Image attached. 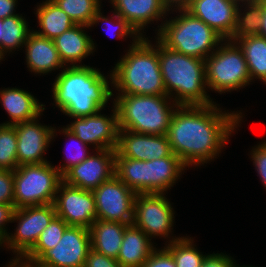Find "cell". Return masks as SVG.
Listing matches in <instances>:
<instances>
[{
	"label": "cell",
	"instance_id": "7bdbcfd3",
	"mask_svg": "<svg viewBox=\"0 0 266 267\" xmlns=\"http://www.w3.org/2000/svg\"><path fill=\"white\" fill-rule=\"evenodd\" d=\"M190 2L191 0H161L163 7L167 10L168 13L170 10L174 11V9H178V11L187 10L190 5ZM173 6L175 7L174 9H172Z\"/></svg>",
	"mask_w": 266,
	"mask_h": 267
},
{
	"label": "cell",
	"instance_id": "2e32d148",
	"mask_svg": "<svg viewBox=\"0 0 266 267\" xmlns=\"http://www.w3.org/2000/svg\"><path fill=\"white\" fill-rule=\"evenodd\" d=\"M116 150H96L83 162L73 166L62 177L63 181L74 187L93 190L115 175Z\"/></svg>",
	"mask_w": 266,
	"mask_h": 267
},
{
	"label": "cell",
	"instance_id": "30bf717a",
	"mask_svg": "<svg viewBox=\"0 0 266 267\" xmlns=\"http://www.w3.org/2000/svg\"><path fill=\"white\" fill-rule=\"evenodd\" d=\"M55 216L54 204L17 208L12 222H18V226L14 234L8 233L5 237L4 246L17 254L16 259H21L35 245L42 231Z\"/></svg>",
	"mask_w": 266,
	"mask_h": 267
},
{
	"label": "cell",
	"instance_id": "f6af8a7d",
	"mask_svg": "<svg viewBox=\"0 0 266 267\" xmlns=\"http://www.w3.org/2000/svg\"><path fill=\"white\" fill-rule=\"evenodd\" d=\"M20 262V263H19ZM8 267H27V262L22 259H12L11 263L7 265Z\"/></svg>",
	"mask_w": 266,
	"mask_h": 267
},
{
	"label": "cell",
	"instance_id": "681fc988",
	"mask_svg": "<svg viewBox=\"0 0 266 267\" xmlns=\"http://www.w3.org/2000/svg\"><path fill=\"white\" fill-rule=\"evenodd\" d=\"M27 267H37L35 264H32V263H28L27 262Z\"/></svg>",
	"mask_w": 266,
	"mask_h": 267
},
{
	"label": "cell",
	"instance_id": "7402d4cb",
	"mask_svg": "<svg viewBox=\"0 0 266 267\" xmlns=\"http://www.w3.org/2000/svg\"><path fill=\"white\" fill-rule=\"evenodd\" d=\"M24 46L27 67L31 72L47 74L64 67L54 40L40 36L33 30Z\"/></svg>",
	"mask_w": 266,
	"mask_h": 267
},
{
	"label": "cell",
	"instance_id": "e0dca14e",
	"mask_svg": "<svg viewBox=\"0 0 266 267\" xmlns=\"http://www.w3.org/2000/svg\"><path fill=\"white\" fill-rule=\"evenodd\" d=\"M17 136L18 165L41 164L49 162L43 157L51 140L56 134L55 128L38 123L36 119L15 125Z\"/></svg>",
	"mask_w": 266,
	"mask_h": 267
},
{
	"label": "cell",
	"instance_id": "603a6c76",
	"mask_svg": "<svg viewBox=\"0 0 266 267\" xmlns=\"http://www.w3.org/2000/svg\"><path fill=\"white\" fill-rule=\"evenodd\" d=\"M0 101L12 121L3 125H16L39 117L43 110V104L28 91L18 88H5L0 90Z\"/></svg>",
	"mask_w": 266,
	"mask_h": 267
},
{
	"label": "cell",
	"instance_id": "ab89813d",
	"mask_svg": "<svg viewBox=\"0 0 266 267\" xmlns=\"http://www.w3.org/2000/svg\"><path fill=\"white\" fill-rule=\"evenodd\" d=\"M231 256L224 253H213L206 255L201 267H236V263ZM235 263V264H234Z\"/></svg>",
	"mask_w": 266,
	"mask_h": 267
},
{
	"label": "cell",
	"instance_id": "52a82bcc",
	"mask_svg": "<svg viewBox=\"0 0 266 267\" xmlns=\"http://www.w3.org/2000/svg\"><path fill=\"white\" fill-rule=\"evenodd\" d=\"M179 12L178 17L158 26L156 38L168 49L205 60L224 39L187 10Z\"/></svg>",
	"mask_w": 266,
	"mask_h": 267
},
{
	"label": "cell",
	"instance_id": "484cf974",
	"mask_svg": "<svg viewBox=\"0 0 266 267\" xmlns=\"http://www.w3.org/2000/svg\"><path fill=\"white\" fill-rule=\"evenodd\" d=\"M41 31H34L40 36L54 39L76 25L73 20L53 1L42 2L36 10Z\"/></svg>",
	"mask_w": 266,
	"mask_h": 267
},
{
	"label": "cell",
	"instance_id": "74e56055",
	"mask_svg": "<svg viewBox=\"0 0 266 267\" xmlns=\"http://www.w3.org/2000/svg\"><path fill=\"white\" fill-rule=\"evenodd\" d=\"M252 149V160L260 179L266 187V141Z\"/></svg>",
	"mask_w": 266,
	"mask_h": 267
},
{
	"label": "cell",
	"instance_id": "7dc6e473",
	"mask_svg": "<svg viewBox=\"0 0 266 267\" xmlns=\"http://www.w3.org/2000/svg\"><path fill=\"white\" fill-rule=\"evenodd\" d=\"M233 2H236L237 4H240V2H245V3H247V2H254V1H258V0H232Z\"/></svg>",
	"mask_w": 266,
	"mask_h": 267
},
{
	"label": "cell",
	"instance_id": "60d3db41",
	"mask_svg": "<svg viewBox=\"0 0 266 267\" xmlns=\"http://www.w3.org/2000/svg\"><path fill=\"white\" fill-rule=\"evenodd\" d=\"M16 208L14 205L0 203V234L6 237L8 235L6 224L12 222Z\"/></svg>",
	"mask_w": 266,
	"mask_h": 267
},
{
	"label": "cell",
	"instance_id": "836d02e7",
	"mask_svg": "<svg viewBox=\"0 0 266 267\" xmlns=\"http://www.w3.org/2000/svg\"><path fill=\"white\" fill-rule=\"evenodd\" d=\"M113 16L109 19L108 16L105 17L102 15L101 10H99L95 17L91 20V23L89 25V27H92L94 24L97 25L98 22L103 21L106 22V24H112L113 26L115 25L116 27V38H125L128 35H130L131 37L133 36V42L134 41H139L142 36H140L137 31L130 25V23L125 20L124 18H121L116 12H113ZM114 19V21L112 22V20ZM116 20V21H115ZM105 24V23H104ZM110 26V25H109ZM110 31V30H108ZM115 34V33H114ZM135 35V36H134Z\"/></svg>",
	"mask_w": 266,
	"mask_h": 267
},
{
	"label": "cell",
	"instance_id": "d6a6232c",
	"mask_svg": "<svg viewBox=\"0 0 266 267\" xmlns=\"http://www.w3.org/2000/svg\"><path fill=\"white\" fill-rule=\"evenodd\" d=\"M18 166L15 125L0 124V169L14 171Z\"/></svg>",
	"mask_w": 266,
	"mask_h": 267
},
{
	"label": "cell",
	"instance_id": "7c38bea8",
	"mask_svg": "<svg viewBox=\"0 0 266 267\" xmlns=\"http://www.w3.org/2000/svg\"><path fill=\"white\" fill-rule=\"evenodd\" d=\"M98 220L132 224L136 193L116 175L92 190Z\"/></svg>",
	"mask_w": 266,
	"mask_h": 267
},
{
	"label": "cell",
	"instance_id": "f546056e",
	"mask_svg": "<svg viewBox=\"0 0 266 267\" xmlns=\"http://www.w3.org/2000/svg\"><path fill=\"white\" fill-rule=\"evenodd\" d=\"M69 225L60 217L55 216L42 231L35 245L21 258L34 264L46 251L54 248Z\"/></svg>",
	"mask_w": 266,
	"mask_h": 267
},
{
	"label": "cell",
	"instance_id": "3957f363",
	"mask_svg": "<svg viewBox=\"0 0 266 267\" xmlns=\"http://www.w3.org/2000/svg\"><path fill=\"white\" fill-rule=\"evenodd\" d=\"M156 42L166 94L168 97L172 95L175 97L172 104L189 106L214 104L206 92L205 60L168 49L158 39Z\"/></svg>",
	"mask_w": 266,
	"mask_h": 267
},
{
	"label": "cell",
	"instance_id": "9a60e30c",
	"mask_svg": "<svg viewBox=\"0 0 266 267\" xmlns=\"http://www.w3.org/2000/svg\"><path fill=\"white\" fill-rule=\"evenodd\" d=\"M111 117L94 115L74 117L75 120L67 125V129L76 135L83 143L95 145L96 150H116L118 143V118L117 111L113 105Z\"/></svg>",
	"mask_w": 266,
	"mask_h": 267
},
{
	"label": "cell",
	"instance_id": "9c48e42d",
	"mask_svg": "<svg viewBox=\"0 0 266 267\" xmlns=\"http://www.w3.org/2000/svg\"><path fill=\"white\" fill-rule=\"evenodd\" d=\"M14 206L53 204L63 177L49 162L19 165L14 171Z\"/></svg>",
	"mask_w": 266,
	"mask_h": 267
},
{
	"label": "cell",
	"instance_id": "e575fe53",
	"mask_svg": "<svg viewBox=\"0 0 266 267\" xmlns=\"http://www.w3.org/2000/svg\"><path fill=\"white\" fill-rule=\"evenodd\" d=\"M66 135V137L70 138V140H75L77 143L79 142V146L76 151L73 152V155L69 156V158L66 160V163H63L61 166H57L56 169L60 172V174L63 176L69 169H71L73 166H76L83 162L90 154L86 151L87 144L83 143L76 135H74L72 132H70L66 127L60 131ZM75 153V154H74Z\"/></svg>",
	"mask_w": 266,
	"mask_h": 267
},
{
	"label": "cell",
	"instance_id": "44dd1931",
	"mask_svg": "<svg viewBox=\"0 0 266 267\" xmlns=\"http://www.w3.org/2000/svg\"><path fill=\"white\" fill-rule=\"evenodd\" d=\"M84 28H89V26L76 24L53 39L64 66L69 63H71V67L84 66V64L78 65L76 63L82 62L83 58H86L94 52L95 43H93V39L85 33V30H83Z\"/></svg>",
	"mask_w": 266,
	"mask_h": 267
},
{
	"label": "cell",
	"instance_id": "8fae6325",
	"mask_svg": "<svg viewBox=\"0 0 266 267\" xmlns=\"http://www.w3.org/2000/svg\"><path fill=\"white\" fill-rule=\"evenodd\" d=\"M165 194H137L134 201L132 224L148 238H170L173 230L174 210Z\"/></svg>",
	"mask_w": 266,
	"mask_h": 267
},
{
	"label": "cell",
	"instance_id": "ffe728a7",
	"mask_svg": "<svg viewBox=\"0 0 266 267\" xmlns=\"http://www.w3.org/2000/svg\"><path fill=\"white\" fill-rule=\"evenodd\" d=\"M114 12L121 18L127 20L130 25L142 35L147 24L165 17L167 10L163 7L161 0H110ZM162 17V18H161ZM160 18V19H159Z\"/></svg>",
	"mask_w": 266,
	"mask_h": 267
},
{
	"label": "cell",
	"instance_id": "f1b7e54d",
	"mask_svg": "<svg viewBox=\"0 0 266 267\" xmlns=\"http://www.w3.org/2000/svg\"><path fill=\"white\" fill-rule=\"evenodd\" d=\"M243 14L240 12L239 4L236 13L235 29L228 39L235 42L248 36L259 35L262 22V0L247 2Z\"/></svg>",
	"mask_w": 266,
	"mask_h": 267
},
{
	"label": "cell",
	"instance_id": "b9f144b4",
	"mask_svg": "<svg viewBox=\"0 0 266 267\" xmlns=\"http://www.w3.org/2000/svg\"><path fill=\"white\" fill-rule=\"evenodd\" d=\"M17 0H0V19H5L7 17L16 15L15 6Z\"/></svg>",
	"mask_w": 266,
	"mask_h": 267
},
{
	"label": "cell",
	"instance_id": "d4e9b609",
	"mask_svg": "<svg viewBox=\"0 0 266 267\" xmlns=\"http://www.w3.org/2000/svg\"><path fill=\"white\" fill-rule=\"evenodd\" d=\"M131 224L96 219L91 227V249L117 260L124 231Z\"/></svg>",
	"mask_w": 266,
	"mask_h": 267
},
{
	"label": "cell",
	"instance_id": "4fadbf2b",
	"mask_svg": "<svg viewBox=\"0 0 266 267\" xmlns=\"http://www.w3.org/2000/svg\"><path fill=\"white\" fill-rule=\"evenodd\" d=\"M90 249V230L68 226L60 242L46 251L34 264L37 267H84Z\"/></svg>",
	"mask_w": 266,
	"mask_h": 267
},
{
	"label": "cell",
	"instance_id": "4316f807",
	"mask_svg": "<svg viewBox=\"0 0 266 267\" xmlns=\"http://www.w3.org/2000/svg\"><path fill=\"white\" fill-rule=\"evenodd\" d=\"M235 42L242 49L251 80L261 79L266 84V38L254 35Z\"/></svg>",
	"mask_w": 266,
	"mask_h": 267
},
{
	"label": "cell",
	"instance_id": "f907efd6",
	"mask_svg": "<svg viewBox=\"0 0 266 267\" xmlns=\"http://www.w3.org/2000/svg\"><path fill=\"white\" fill-rule=\"evenodd\" d=\"M236 267H241V266H239V265L237 264ZM242 267H247V266H242ZM248 267H252V266H248ZM253 267H254V266H253Z\"/></svg>",
	"mask_w": 266,
	"mask_h": 267
},
{
	"label": "cell",
	"instance_id": "6da1fadb",
	"mask_svg": "<svg viewBox=\"0 0 266 267\" xmlns=\"http://www.w3.org/2000/svg\"><path fill=\"white\" fill-rule=\"evenodd\" d=\"M217 107L178 105L172 114L167 138L173 154L188 168L214 160L241 122V112Z\"/></svg>",
	"mask_w": 266,
	"mask_h": 267
},
{
	"label": "cell",
	"instance_id": "8d00e7d4",
	"mask_svg": "<svg viewBox=\"0 0 266 267\" xmlns=\"http://www.w3.org/2000/svg\"><path fill=\"white\" fill-rule=\"evenodd\" d=\"M141 267H177L171 253L164 247L155 249Z\"/></svg>",
	"mask_w": 266,
	"mask_h": 267
},
{
	"label": "cell",
	"instance_id": "8992f818",
	"mask_svg": "<svg viewBox=\"0 0 266 267\" xmlns=\"http://www.w3.org/2000/svg\"><path fill=\"white\" fill-rule=\"evenodd\" d=\"M186 167L179 157L141 161L115 155V175L136 194H165Z\"/></svg>",
	"mask_w": 266,
	"mask_h": 267
},
{
	"label": "cell",
	"instance_id": "bcb514c9",
	"mask_svg": "<svg viewBox=\"0 0 266 267\" xmlns=\"http://www.w3.org/2000/svg\"><path fill=\"white\" fill-rule=\"evenodd\" d=\"M2 25H3V20L0 19V58H1V38H2Z\"/></svg>",
	"mask_w": 266,
	"mask_h": 267
},
{
	"label": "cell",
	"instance_id": "7a4b0ae2",
	"mask_svg": "<svg viewBox=\"0 0 266 267\" xmlns=\"http://www.w3.org/2000/svg\"><path fill=\"white\" fill-rule=\"evenodd\" d=\"M100 70L84 65H67L53 83L55 106L69 117H83L100 112L113 92L108 78Z\"/></svg>",
	"mask_w": 266,
	"mask_h": 267
},
{
	"label": "cell",
	"instance_id": "ee69618b",
	"mask_svg": "<svg viewBox=\"0 0 266 267\" xmlns=\"http://www.w3.org/2000/svg\"><path fill=\"white\" fill-rule=\"evenodd\" d=\"M259 35L266 38V0H262V22Z\"/></svg>",
	"mask_w": 266,
	"mask_h": 267
},
{
	"label": "cell",
	"instance_id": "d6986e66",
	"mask_svg": "<svg viewBox=\"0 0 266 267\" xmlns=\"http://www.w3.org/2000/svg\"><path fill=\"white\" fill-rule=\"evenodd\" d=\"M237 7L232 0H191L187 11L228 40L235 29Z\"/></svg>",
	"mask_w": 266,
	"mask_h": 267
},
{
	"label": "cell",
	"instance_id": "ac0fdd59",
	"mask_svg": "<svg viewBox=\"0 0 266 267\" xmlns=\"http://www.w3.org/2000/svg\"><path fill=\"white\" fill-rule=\"evenodd\" d=\"M116 152L121 157L141 161L177 157L167 135L140 134L124 129H119Z\"/></svg>",
	"mask_w": 266,
	"mask_h": 267
},
{
	"label": "cell",
	"instance_id": "c3c4849f",
	"mask_svg": "<svg viewBox=\"0 0 266 267\" xmlns=\"http://www.w3.org/2000/svg\"><path fill=\"white\" fill-rule=\"evenodd\" d=\"M2 244H5V237L0 234V246H2Z\"/></svg>",
	"mask_w": 266,
	"mask_h": 267
},
{
	"label": "cell",
	"instance_id": "d590c367",
	"mask_svg": "<svg viewBox=\"0 0 266 267\" xmlns=\"http://www.w3.org/2000/svg\"><path fill=\"white\" fill-rule=\"evenodd\" d=\"M0 203L14 205V174L12 170L0 169Z\"/></svg>",
	"mask_w": 266,
	"mask_h": 267
},
{
	"label": "cell",
	"instance_id": "4dcf8cb0",
	"mask_svg": "<svg viewBox=\"0 0 266 267\" xmlns=\"http://www.w3.org/2000/svg\"><path fill=\"white\" fill-rule=\"evenodd\" d=\"M194 246L191 238L181 236L173 237L164 247L171 253L177 267H201L206 255Z\"/></svg>",
	"mask_w": 266,
	"mask_h": 267
},
{
	"label": "cell",
	"instance_id": "5bb4252c",
	"mask_svg": "<svg viewBox=\"0 0 266 267\" xmlns=\"http://www.w3.org/2000/svg\"><path fill=\"white\" fill-rule=\"evenodd\" d=\"M60 193V195H57ZM54 207L56 216L69 226L89 229L97 219L95 198L92 190L70 186L62 181L58 187Z\"/></svg>",
	"mask_w": 266,
	"mask_h": 267
},
{
	"label": "cell",
	"instance_id": "1f68e13d",
	"mask_svg": "<svg viewBox=\"0 0 266 267\" xmlns=\"http://www.w3.org/2000/svg\"><path fill=\"white\" fill-rule=\"evenodd\" d=\"M75 24L89 26L101 9L100 0H53Z\"/></svg>",
	"mask_w": 266,
	"mask_h": 267
},
{
	"label": "cell",
	"instance_id": "ba28073f",
	"mask_svg": "<svg viewBox=\"0 0 266 267\" xmlns=\"http://www.w3.org/2000/svg\"><path fill=\"white\" fill-rule=\"evenodd\" d=\"M220 45L205 59L207 88L222 94L249 85L252 80L242 49L227 39Z\"/></svg>",
	"mask_w": 266,
	"mask_h": 267
},
{
	"label": "cell",
	"instance_id": "5b68a950",
	"mask_svg": "<svg viewBox=\"0 0 266 267\" xmlns=\"http://www.w3.org/2000/svg\"><path fill=\"white\" fill-rule=\"evenodd\" d=\"M167 95L118 94L114 99L119 129L140 134L167 135L177 104ZM172 105V106H171Z\"/></svg>",
	"mask_w": 266,
	"mask_h": 267
},
{
	"label": "cell",
	"instance_id": "83f0119b",
	"mask_svg": "<svg viewBox=\"0 0 266 267\" xmlns=\"http://www.w3.org/2000/svg\"><path fill=\"white\" fill-rule=\"evenodd\" d=\"M28 22L19 14L3 19L1 38V60L7 52L25 45L30 33Z\"/></svg>",
	"mask_w": 266,
	"mask_h": 267
},
{
	"label": "cell",
	"instance_id": "277c9868",
	"mask_svg": "<svg viewBox=\"0 0 266 267\" xmlns=\"http://www.w3.org/2000/svg\"><path fill=\"white\" fill-rule=\"evenodd\" d=\"M150 43L145 37L134 41L111 71V83L121 92L119 94L167 95L160 71L158 45Z\"/></svg>",
	"mask_w": 266,
	"mask_h": 267
},
{
	"label": "cell",
	"instance_id": "cb8c5ba5",
	"mask_svg": "<svg viewBox=\"0 0 266 267\" xmlns=\"http://www.w3.org/2000/svg\"><path fill=\"white\" fill-rule=\"evenodd\" d=\"M155 249L151 239L131 224L124 231L117 261L122 267H141Z\"/></svg>",
	"mask_w": 266,
	"mask_h": 267
},
{
	"label": "cell",
	"instance_id": "f35d334b",
	"mask_svg": "<svg viewBox=\"0 0 266 267\" xmlns=\"http://www.w3.org/2000/svg\"><path fill=\"white\" fill-rule=\"evenodd\" d=\"M84 267H122L121 264L111 257L100 254L90 249Z\"/></svg>",
	"mask_w": 266,
	"mask_h": 267
}]
</instances>
